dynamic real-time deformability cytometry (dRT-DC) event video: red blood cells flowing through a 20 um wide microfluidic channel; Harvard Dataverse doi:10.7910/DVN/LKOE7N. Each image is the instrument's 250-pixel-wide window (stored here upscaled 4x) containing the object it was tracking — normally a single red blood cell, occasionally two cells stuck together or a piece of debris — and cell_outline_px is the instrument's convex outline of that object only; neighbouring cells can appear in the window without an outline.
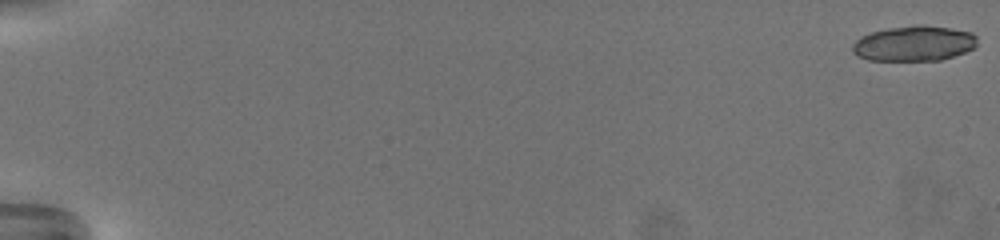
{"species": "common noctule bat (a hibernating species)", "species_latin": "Nyctalus noctula", "temperature_condition": "warm", "stored_images_in_passage": 35, "camera_frame_rate_fps": 3000, "um_per_image_px": 0.085, "animal": {"sex": "female", "body_mass_g": 19.5, "forearm_length_mm": 54.1}, "frame": {"image": 1, "passage_image": 1, "time_ms": 0.0, "image_size_px": [1000, 240], "cell_outline_px": [[976, 48], [940, 60], [868, 60], [856, 56], [852, 52], [852, 44], [860, 36], [872, 32], [888, 28], [912, 24], [924, 24], [972, 32], [976, 36]], "centroid_in_image_um": [77.67, 3.68], "position_along_channel_um": 7.3, "area_um2": 25.84}}